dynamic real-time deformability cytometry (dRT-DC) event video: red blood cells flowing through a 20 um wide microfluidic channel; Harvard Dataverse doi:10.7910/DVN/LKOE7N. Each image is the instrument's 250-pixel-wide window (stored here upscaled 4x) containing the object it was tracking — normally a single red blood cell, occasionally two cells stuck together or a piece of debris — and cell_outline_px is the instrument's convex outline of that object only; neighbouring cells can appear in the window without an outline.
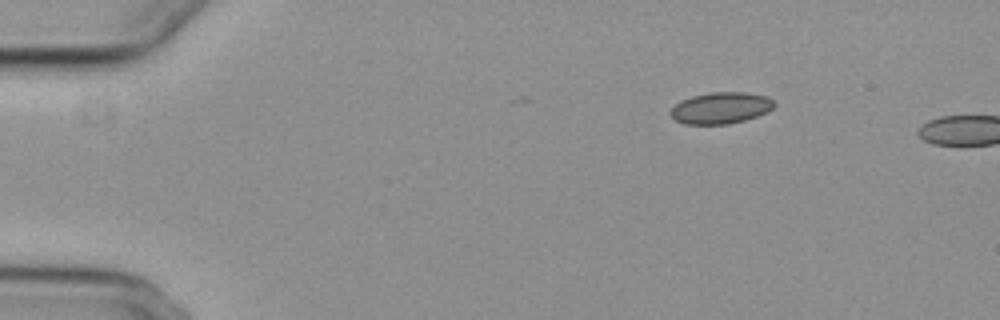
{"species": "common noctule bat (a hibernating species)", "species_latin": "Nyctalus noctula", "temperature_condition": "cold", "stored_images_in_passage": 4, "camera_frame_rate_fps": 3000, "um_per_image_px": 0.085, "animal": {"sex": "female", "body_mass_g": 29.2, "forearm_length_mm": 56.3}, "frame": {"image": 1, "passage_image": 1, "time_ms": 0.0, "image_size_px": [1000, 320], "cell_outline_px": [[776, 104], [772, 108], [756, 116], [744, 120], [728, 124], [684, 124], [676, 120], [668, 112], [680, 100], [692, 96], [708, 92], [748, 92], [768, 96]], "centroid_in_image_um": [61.25, 9.16], "position_along_channel_um": 23.8, "area_um2": 19.02}}